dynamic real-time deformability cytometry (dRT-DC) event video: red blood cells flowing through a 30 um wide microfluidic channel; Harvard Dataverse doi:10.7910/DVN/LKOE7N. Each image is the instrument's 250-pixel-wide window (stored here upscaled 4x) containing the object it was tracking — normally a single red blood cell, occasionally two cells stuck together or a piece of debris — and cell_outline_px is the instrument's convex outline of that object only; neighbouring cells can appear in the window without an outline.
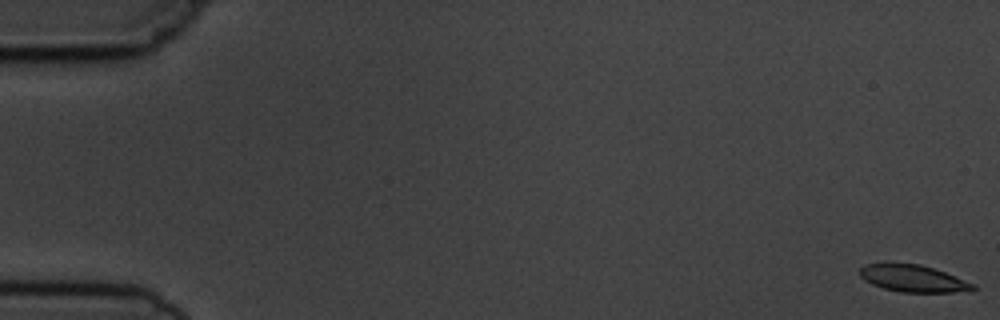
{"species": "common noctule bat (a hibernating species)", "species_latin": "Nyctalus noctula", "temperature_condition": "cold", "stored_images_in_passage": 7, "camera_frame_rate_fps": 3000, "um_per_image_px": 0.085, "animal": {"sex": "male", "body_mass_g": 19.5, "forearm_length_mm": 54.6}, "frame": {"image": 1, "passage_image": 1, "time_ms": 0.0, "image_size_px": [1000, 320], "cell_outline_px": [[976, 288], [952, 292], [900, 292], [884, 288], [872, 284], [864, 280], [860, 276], [860, 268], [864, 264], [920, 264], [944, 272], [976, 284]], "centroid_in_image_um": [77.59, 23.67], "position_along_channel_um": 7.4, "area_um2": 17.4}}
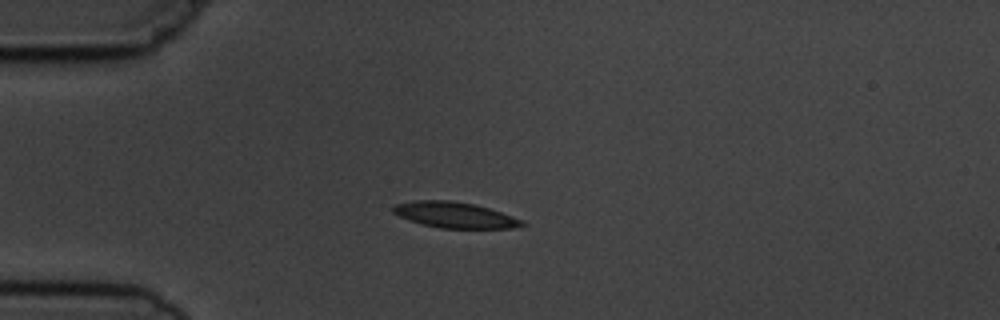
{"frame": {"image": 2, "passage_image": 5, "time_ms": 4.667, "image_size_px": [1000, 320], "cell_outline_px": [[528, 224], [512, 228], [440, 228], [408, 220], [392, 212], [392, 208], [396, 204], [416, 200], [452, 200], [472, 204], [488, 208], [524, 220]], "centroid_in_image_um": [38.66, 18.27], "position_along_channel_um": 46.3, "area_um2": 19.25}}
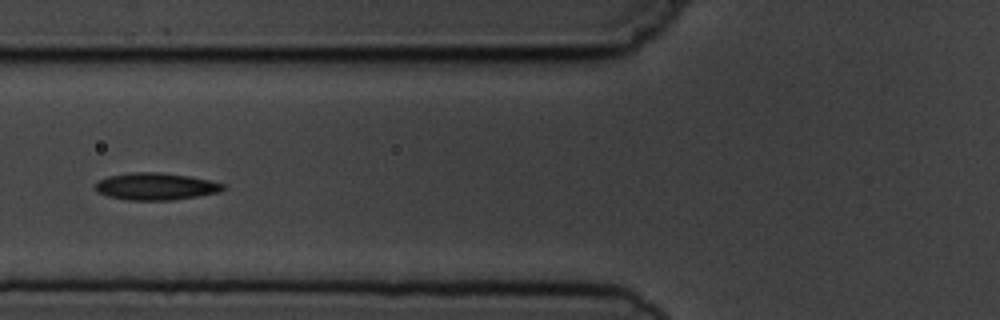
{"frame": {"image": 3, "passage_image": 7, "time_ms": 7.0, "image_size_px": [1000, 320], "cell_outline_px": [[224, 188], [220, 192], [172, 200], [128, 200], [108, 196], [96, 192], [92, 188], [96, 180], [108, 176], [132, 172], [160, 172], [188, 176], [208, 180], [224, 184]], "centroid_in_image_um": [13.15, 15.84], "position_along_channel_um": 112.7, "area_um2": 20.29}}